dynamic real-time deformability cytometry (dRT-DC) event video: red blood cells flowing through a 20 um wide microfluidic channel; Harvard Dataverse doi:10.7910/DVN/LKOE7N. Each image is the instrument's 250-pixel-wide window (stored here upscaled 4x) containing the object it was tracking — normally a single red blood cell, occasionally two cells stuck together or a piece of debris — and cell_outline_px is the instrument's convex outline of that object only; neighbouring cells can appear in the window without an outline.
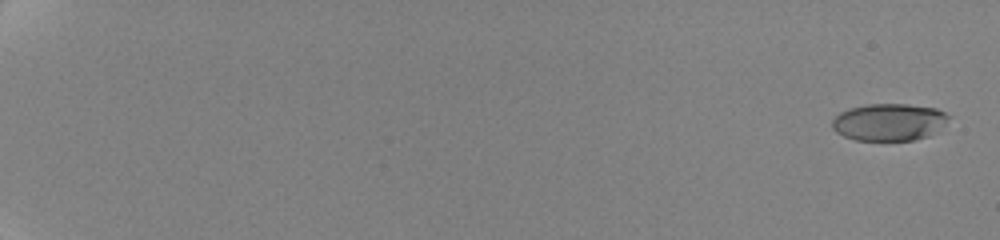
{"species": "human", "species_latin": "Homo sapiens", "temperature_condition": "cold", "stored_images_in_passage": 28, "camera_frame_rate_fps": 3000, "um_per_image_px": 0.085, "donor": {"sex": "female"}, "frame": {"image": 1, "passage_image": 2, "time_ms": 0.333, "image_size_px": [1000, 240], "cell_outline_px": [[948, 116], [928, 136], [912, 140], [856, 140], [844, 136], [836, 132], [832, 128], [832, 120], [840, 112], [852, 108], [868, 104], [908, 104], [936, 108], [944, 112]], "centroid_in_image_um": [75.48, 10.37], "position_along_channel_um": 9.5, "area_um2": 24.62}}
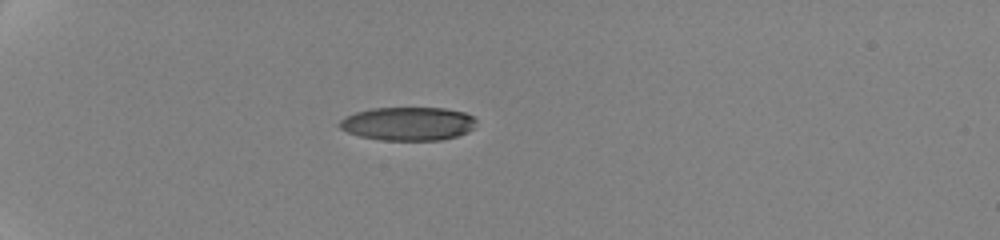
{"frame": {"image": 2, "passage_image": 21, "time_ms": 6.667, "image_size_px": [1000, 240], "cell_outline_px": [[476, 120], [472, 128], [468, 132], [456, 136], [440, 140], [384, 140], [360, 136], [348, 132], [340, 128], [336, 124], [344, 116], [356, 112], [372, 108], [444, 108], [464, 112], [472, 116]], "centroid_in_image_um": [34.65, 10.51], "position_along_channel_um": 50.3, "area_um2": 26.65}}
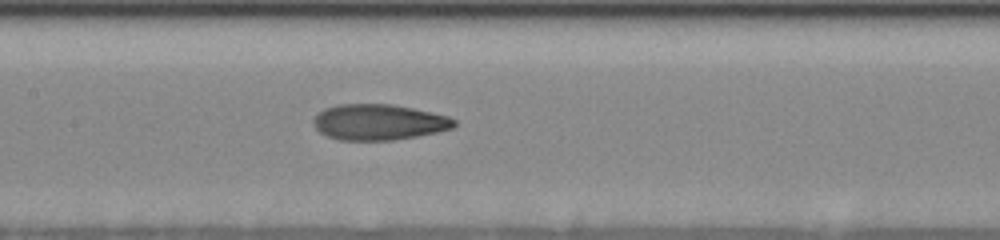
{"frame": {"image": 3, "passage_image": 28, "time_ms": 11.333, "image_size_px": [1000, 240], "cell_outline_px": [[456, 124], [452, 128], [436, 132], [416, 136], [392, 140], [340, 140], [328, 136], [320, 132], [312, 124], [312, 120], [324, 108], [336, 104], [392, 104], [412, 108], [448, 116], [456, 120]], "centroid_in_image_um": [32.17, 10.37], "position_along_channel_um": 175.2, "area_um2": 29.25}}